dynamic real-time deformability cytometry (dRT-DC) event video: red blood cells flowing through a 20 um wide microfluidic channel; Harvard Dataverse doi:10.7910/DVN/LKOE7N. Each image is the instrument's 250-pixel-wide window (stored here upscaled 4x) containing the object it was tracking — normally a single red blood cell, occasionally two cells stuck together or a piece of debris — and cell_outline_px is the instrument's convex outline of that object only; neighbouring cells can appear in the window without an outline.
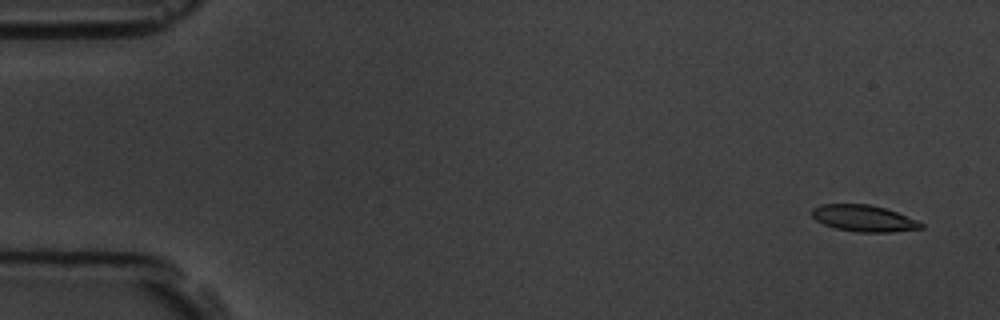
{"species": "common noctule bat (a hibernating species)", "species_latin": "Nyctalus noctula", "temperature_condition": "room temperature", "stored_images_in_passage": 5, "camera_frame_rate_fps": 3000, "um_per_image_px": 0.085, "animal": {"sex": "male", "body_mass_g": 19.5, "forearm_length_mm": 54.6}, "frame": {"image": 1, "passage_image": 1, "time_ms": 0.0, "image_size_px": [1000, 320], "cell_outline_px": [[924, 228], [892, 232], [856, 232], [836, 228], [824, 224], [816, 220], [812, 216], [812, 208], [820, 204], [868, 204], [884, 208], [896, 212], [916, 220], [924, 224]], "centroid_in_image_um": [73.41, 18.56], "position_along_channel_um": 11.6, "area_um2": 16.76}}
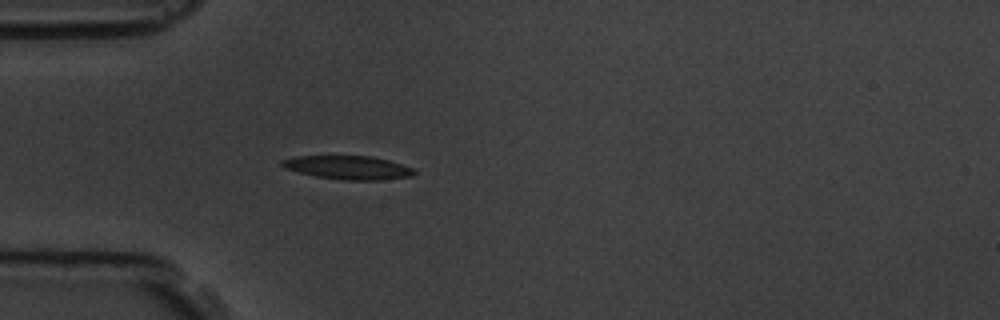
{"frame": {"image": 2, "passage_image": 5, "time_ms": 4.667, "image_size_px": [1000, 320], "cell_outline_px": [[416, 172], [412, 176], [380, 180], [344, 180], [316, 176], [284, 168], [280, 164], [280, 160], [296, 156], [372, 156], [388, 160], [412, 168]], "centroid_in_image_um": [29.57, 14.24], "position_along_channel_um": 55.4, "area_um2": 18.03}}